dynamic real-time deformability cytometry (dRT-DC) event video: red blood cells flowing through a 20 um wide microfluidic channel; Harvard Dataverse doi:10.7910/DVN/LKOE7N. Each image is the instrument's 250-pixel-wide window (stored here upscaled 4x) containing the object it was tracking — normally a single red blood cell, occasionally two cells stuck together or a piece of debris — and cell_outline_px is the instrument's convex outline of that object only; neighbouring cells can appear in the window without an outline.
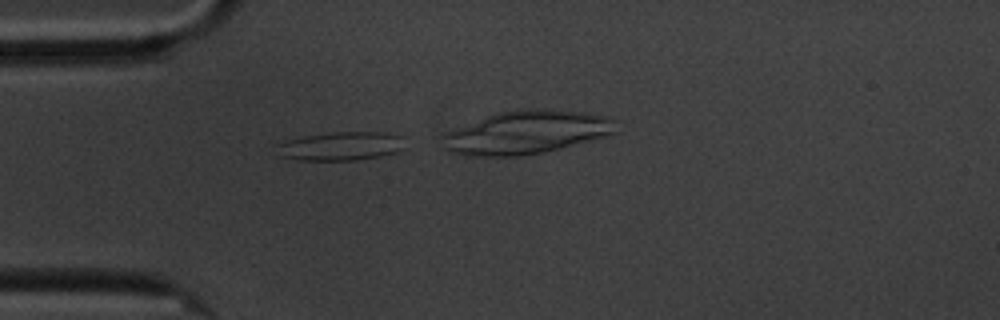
{"species": "common noctule bat (a hibernating species)", "species_latin": "Nyctalus noctula", "temperature_condition": "cold", "stored_images_in_passage": 35, "camera_frame_rate_fps": 3000, "um_per_image_px": 0.085, "animal": {"sex": "male", "body_mass_g": 20.1, "forearm_length_mm": 53.5}, "frame": {"image": 1, "passage_image": 6, "time_ms": 1.667, "image_size_px": [1000, 320], "cell_outline_px": [[404, 148], [396, 152], [380, 156], [356, 160], [296, 160], [276, 156], [276, 144], [288, 140], [304, 136], [332, 132], [384, 132], [404, 136]], "centroid_in_image_um": [28.95, 12.42], "position_along_channel_um": 56.1, "area_um2": 21.73}}
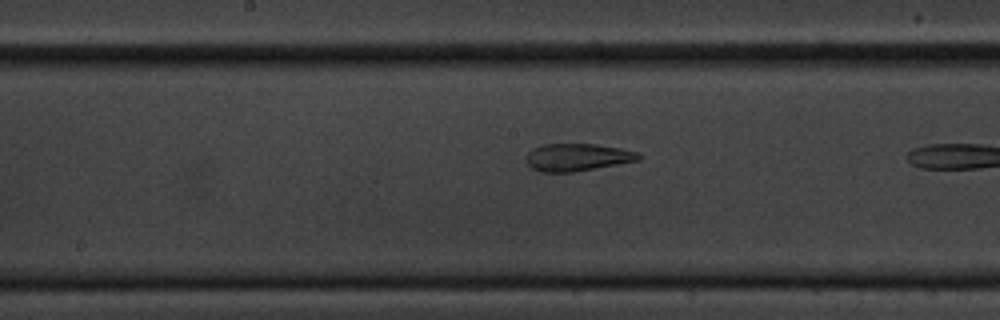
{"frame": {"image": 2, "passage_image": 19, "time_ms": 6.0, "image_size_px": [1000, 320], "cell_outline_px": [[640, 160], [572, 172], [544, 172], [532, 168], [528, 164], [528, 152], [532, 148], [544, 144], [596, 144], [620, 148], [636, 152], [640, 156]], "centroid_in_image_um": [49.07, 13.36], "position_along_channel_um": 199.1, "area_um2": 17.69}}
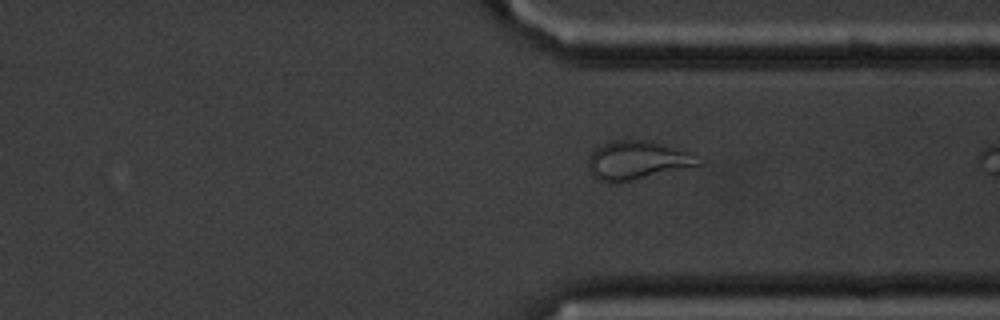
{"frame": {"image": 3, "passage_image": 33, "time_ms": 10.667, "image_size_px": [1000, 320], "cell_outline_px": [[704, 164], [632, 180], [600, 180], [592, 176], [588, 168], [588, 160], [592, 152], [596, 148], [604, 144], [616, 140], [640, 140], [664, 144], [692, 152], [704, 160]], "centroid_in_image_um": [54.25, 13.6], "position_along_channel_um": 357.2, "area_um2": 24.39}}